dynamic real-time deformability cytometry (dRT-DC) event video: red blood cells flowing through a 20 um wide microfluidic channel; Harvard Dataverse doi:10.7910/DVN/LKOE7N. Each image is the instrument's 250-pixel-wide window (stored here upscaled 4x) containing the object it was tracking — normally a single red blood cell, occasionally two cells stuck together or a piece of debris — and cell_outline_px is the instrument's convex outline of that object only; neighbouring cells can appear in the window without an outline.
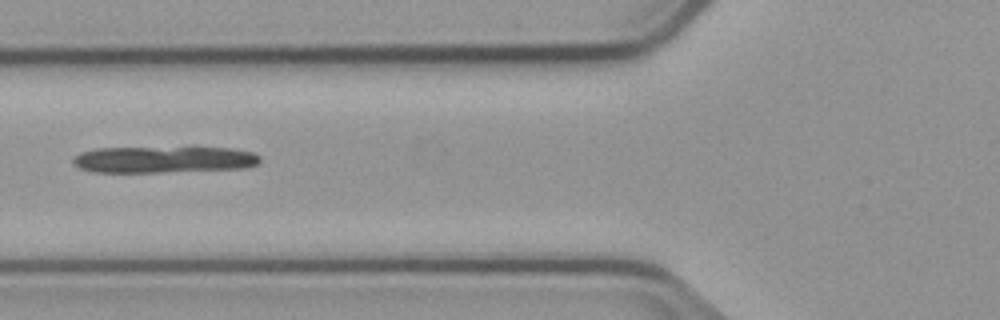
{"species": "common noctule bat (a hibernating species)", "species_latin": "Nyctalus noctula", "temperature_condition": "cold", "stored_images_in_passage": 2, "camera_frame_rate_fps": 3000, "um_per_image_px": 0.085, "animal": {"sex": "male", "body_mass_g": 23.1, "forearm_length_mm": 52.7}, "frame": {"image": 1, "passage_image": 2, "time_ms": 1.0, "image_size_px": [1000, 320], "cell_outline_px": [[260, 160], [256, 164], [244, 168], [156, 172], [96, 172], [80, 168], [72, 160], [80, 152], [96, 148], [192, 144], [196, 144], [232, 148], [252, 152], [260, 156]], "centroid_in_image_um": [13.97, 13.49], "position_along_channel_um": 111.8, "area_um2": 30.52}}